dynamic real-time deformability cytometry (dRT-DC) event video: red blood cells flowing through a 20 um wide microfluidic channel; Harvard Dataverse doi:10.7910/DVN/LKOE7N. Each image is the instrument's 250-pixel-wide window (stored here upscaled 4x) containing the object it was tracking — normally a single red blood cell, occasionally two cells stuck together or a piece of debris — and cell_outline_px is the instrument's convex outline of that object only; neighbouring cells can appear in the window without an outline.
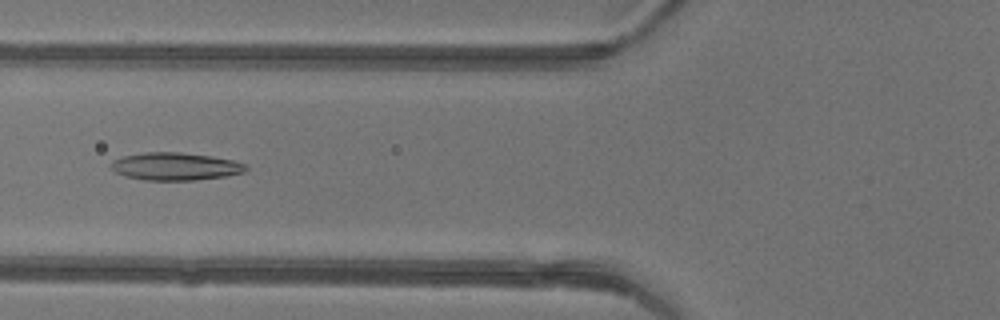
{"species": "common noctule bat (a hibernating species)", "species_latin": "Nyctalus noctula", "temperature_condition": "warm", "stored_images_in_passage": 33, "camera_frame_rate_fps": 3000, "um_per_image_px": 0.085, "animal": {"sex": "female"}, "frame": {"image": 1, "passage_image": 5, "time_ms": 1.333, "image_size_px": [1000, 320], "cell_outline_px": [[248, 168], [244, 172], [228, 176], [196, 180], [144, 180], [124, 176], [116, 172], [112, 168], [112, 160], [124, 156], [144, 152], [180, 152], [212, 156], [232, 160], [244, 164]], "centroid_in_image_um": [14.91, 14.15], "position_along_channel_um": 110.9, "area_um2": 21.73}}
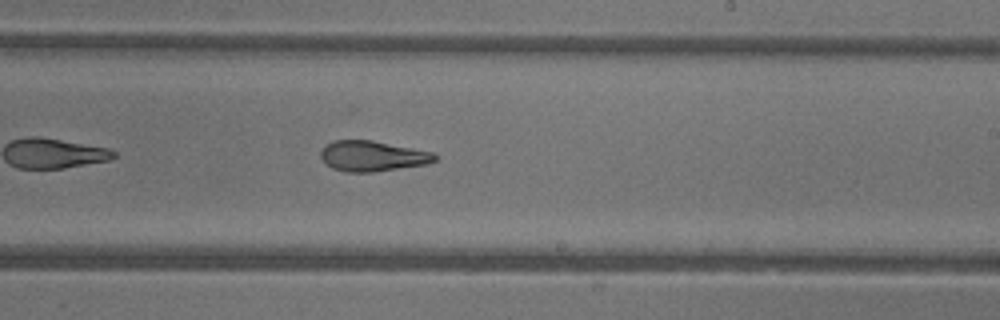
{"frame": {"image": 2, "passage_image": 15, "time_ms": 4.667, "image_size_px": [1000, 320], "cell_outline_px": [[436, 160], [428, 164], [372, 172], [344, 172], [332, 168], [320, 156], [320, 152], [324, 144], [332, 140], [372, 140], [432, 152], [436, 156]], "centroid_in_image_um": [31.62, 13.26], "position_along_channel_um": 257.4, "area_um2": 20.23}}
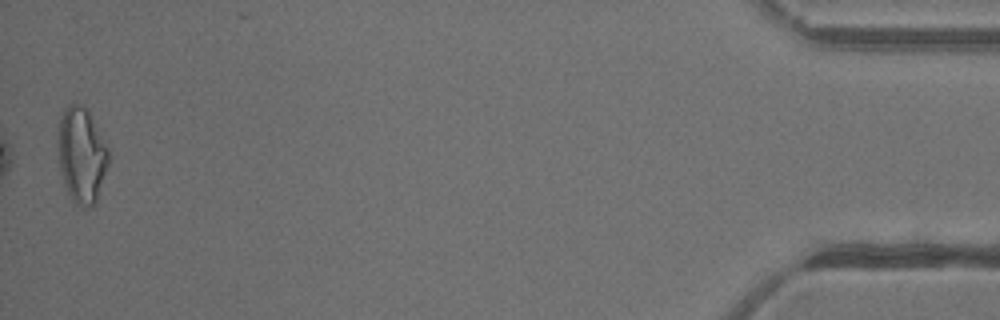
{"frame": {"image": 3, "passage_image": 33, "time_ms": 10.667, "image_size_px": [1000, 320], "cell_outline_px": [[112, 156], [96, 204], [92, 208], [80, 208], [72, 200], [64, 184], [60, 168], [60, 116], [68, 104], [84, 104], [88, 108]], "centroid_in_image_um": [7.01, 13.22], "position_along_channel_um": 428.2, "area_um2": 28.44}, "authors_computed_cell_mechanics": {"area_um2": 21.0392, "velocity_mm_per_s": 4.3996, "shape_relaxation_time_tau1_ms": 7.417, "shape_relaxation_time_tau2_ms": 1.9674, "deformation_change_tau1": 0.2549, "deformation_change_tau2": 0.1166}}